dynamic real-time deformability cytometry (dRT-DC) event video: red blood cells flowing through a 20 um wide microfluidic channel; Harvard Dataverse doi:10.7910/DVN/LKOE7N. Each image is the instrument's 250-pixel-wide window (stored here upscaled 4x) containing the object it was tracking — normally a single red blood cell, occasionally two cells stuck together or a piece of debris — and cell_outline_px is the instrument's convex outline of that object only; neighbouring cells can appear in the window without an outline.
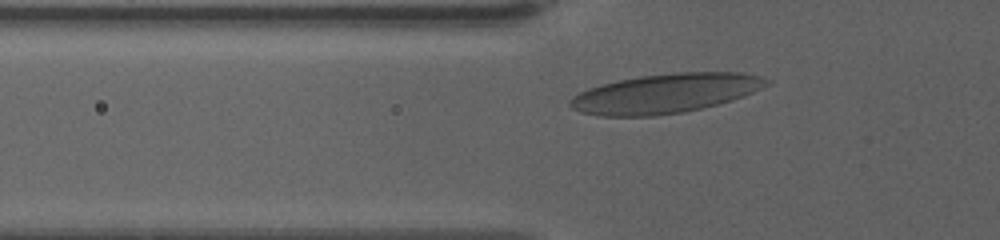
{"species": "human", "species_latin": "Homo sapiens", "temperature_condition": "warm", "stored_images_in_passage": 39, "camera_frame_rate_fps": 3000, "um_per_image_px": 0.085, "donor": {"sex": "female"}, "frame": {"image": 1, "passage_image": 9, "time_ms": 2.667, "image_size_px": [1000, 240], "cell_outline_px": [[772, 80], [768, 84], [744, 96], [732, 100], [684, 112], [656, 116], [600, 116], [580, 112], [572, 108], [568, 104], [568, 100], [572, 96], [588, 88], [600, 84], [640, 76], [672, 72], [740, 72], [760, 76]], "centroid_in_image_um": [56.52, 7.94], "position_along_channel_um": 69.3, "area_um2": 45.14}}
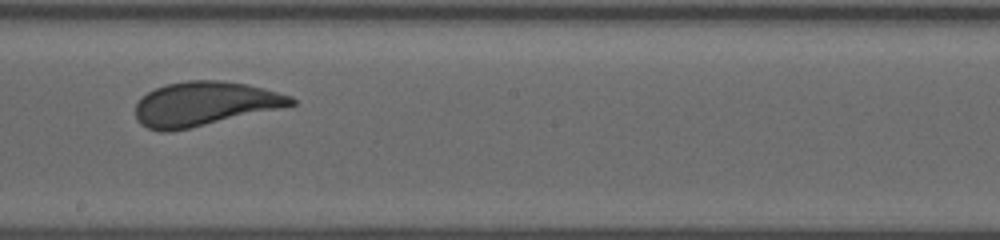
{"frame": {"image": 2, "passage_image": 23, "time_ms": 7.333, "image_size_px": [1000, 240], "cell_outline_px": [[296, 104], [188, 128], [168, 132], [160, 132], [148, 128], [140, 124], [136, 120], [136, 104], [148, 92], [156, 88], [168, 84], [188, 80], [220, 80], [244, 84], [264, 88], [292, 96], [296, 100]], "centroid_in_image_um": [17.36, 8.82], "position_along_channel_um": 230.8, "area_um2": 39.42}}
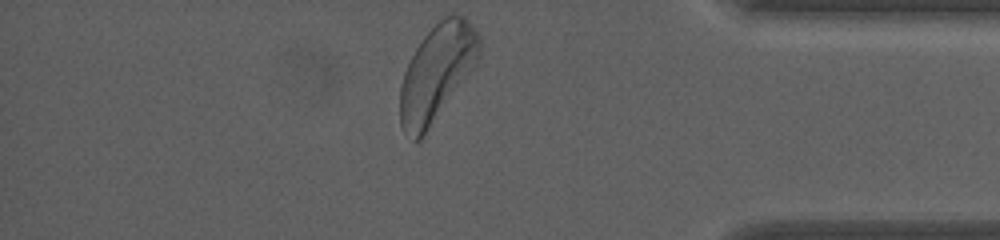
{"frame": {"image": 3, "passage_image": 39, "time_ms": 12.667, "image_size_px": [1000, 240], "cell_outline_px": [[480, 56], [476, 64], [420, 140], [412, 140], [404, 132], [400, 124], [400, 84], [404, 72], [416, 48], [424, 36], [444, 16], [452, 12], [456, 12], [464, 16], [476, 28], [480, 36]], "centroid_in_image_um": [37.14, 6.14], "position_along_channel_um": 398.1, "area_um2": 44.22}, "authors_computed_cell_mechanics": {"area_um2": 40.8068, "velocity_mm_per_s": 3.5335, "shape_relaxation_time_tau1_ms": 3.4321, "shape_relaxation_time_tau2_ms": 0.3302, "deformation_change_tau1": 0.1495, "deformation_change_tau2": 0.0638}}